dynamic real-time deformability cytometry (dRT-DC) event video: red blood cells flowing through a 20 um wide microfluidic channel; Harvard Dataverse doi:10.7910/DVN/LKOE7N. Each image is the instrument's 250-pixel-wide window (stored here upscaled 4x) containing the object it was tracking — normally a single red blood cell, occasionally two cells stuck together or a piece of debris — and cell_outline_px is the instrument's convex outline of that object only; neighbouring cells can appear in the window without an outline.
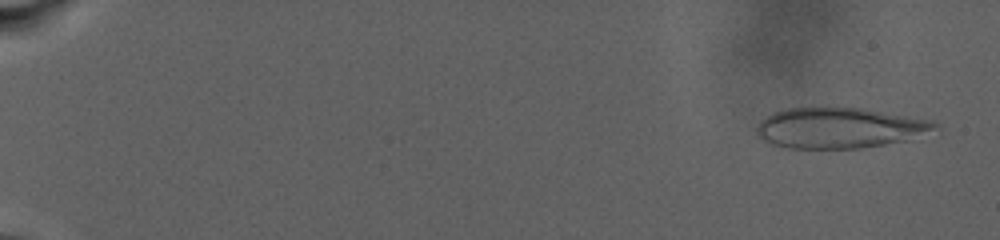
{"species": "human", "species_latin": "Homo sapiens", "temperature_condition": "warm", "stored_images_in_passage": 37, "camera_frame_rate_fps": 3000, "um_per_image_px": 0.085, "donor": {"sex": "male"}, "frame": {"image": 1, "passage_image": 2, "time_ms": 1.0, "image_size_px": [1000, 240], "cell_outline_px": [[940, 128], [904, 140], [884, 144], [860, 148], [788, 148], [772, 144], [764, 140], [756, 132], [756, 128], [760, 120], [772, 112], [788, 108], [864, 108], [932, 120], [940, 124]], "centroid_in_image_um": [71.35, 10.86], "position_along_channel_um": 13.7, "area_um2": 41.91}}
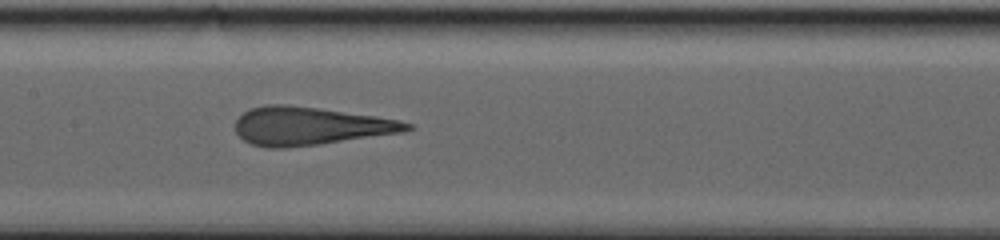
{"frame": {"image": 2, "passage_image": 25, "time_ms": 15.333, "image_size_px": [1000, 240], "cell_outline_px": [[412, 128], [404, 132], [320, 144], [288, 148], [268, 148], [252, 144], [244, 140], [236, 132], [236, 120], [248, 108], [264, 104], [288, 104], [400, 120], [412, 124]], "centroid_in_image_um": [26.3, 10.72], "position_along_channel_um": 181.1, "area_um2": 37.97}}
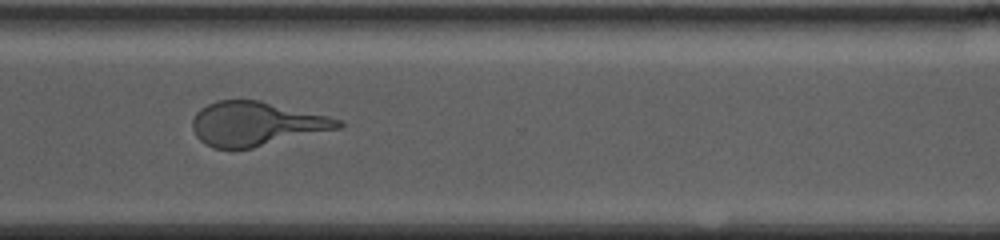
{"frame": {"image": 3, "passage_image": 31, "time_ms": 22.0, "image_size_px": [1000, 240], "cell_outline_px": [[344, 124], [340, 128], [252, 148], [212, 148], [204, 144], [196, 136], [192, 128], [192, 120], [196, 112], [200, 108], [216, 100], [260, 100], [328, 116], [340, 120]], "centroid_in_image_um": [21.74, 10.52], "position_along_channel_um": 348.9, "area_um2": 37.34}}